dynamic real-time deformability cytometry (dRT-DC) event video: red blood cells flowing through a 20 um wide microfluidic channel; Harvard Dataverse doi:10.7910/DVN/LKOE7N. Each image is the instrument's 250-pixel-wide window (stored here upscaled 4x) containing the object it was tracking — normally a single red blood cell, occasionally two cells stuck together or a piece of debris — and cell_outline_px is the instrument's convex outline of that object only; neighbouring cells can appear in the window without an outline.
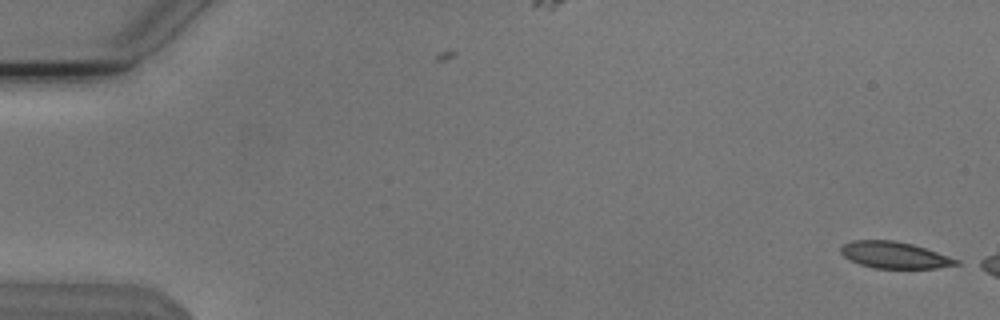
{"species": "Egyptian fruit bat (a non-hibernating species)", "species_latin": "Rousettus aegyptiacus", "temperature_condition": "cold", "stored_images_in_passage": 7, "camera_frame_rate_fps": 3000, "um_per_image_px": 0.085, "animal": {"sex": "male"}, "frame": {"image": 1, "passage_image": 1, "time_ms": 0.0, "image_size_px": [1000, 320], "cell_outline_px": [[960, 264], [936, 268], [872, 268], [860, 264], [844, 256], [840, 252], [840, 248], [844, 244], [852, 240], [896, 240], [912, 244], [960, 260]], "centroid_in_image_um": [76.02, 21.67], "position_along_channel_um": 9.0, "area_um2": 17.74}}